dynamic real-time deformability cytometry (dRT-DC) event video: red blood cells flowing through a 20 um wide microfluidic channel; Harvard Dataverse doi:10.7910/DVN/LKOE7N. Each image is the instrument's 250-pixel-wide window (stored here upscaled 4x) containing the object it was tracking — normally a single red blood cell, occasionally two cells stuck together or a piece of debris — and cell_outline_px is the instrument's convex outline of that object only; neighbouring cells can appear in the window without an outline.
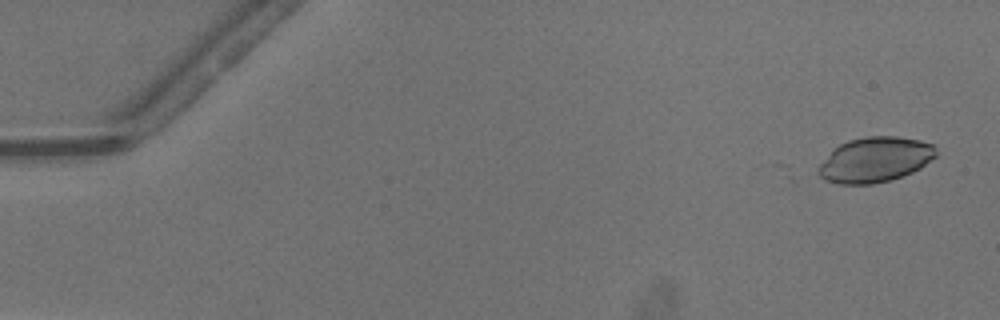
{"species": "common noctule bat (a hibernating species)", "species_latin": "Nyctalus noctula", "temperature_condition": "warm", "stored_images_in_passage": 3, "camera_frame_rate_fps": 3000, "um_per_image_px": 0.085, "animal": {"sex": "male", "body_mass_g": 13.3}, "frame": {"image": 1, "passage_image": 3, "time_ms": 0.667, "image_size_px": [1000, 320], "cell_outline_px": [[936, 156], [920, 168], [912, 172], [892, 180], [872, 184], [840, 184], [824, 180], [816, 172], [816, 168], [840, 144], [848, 140], [864, 136], [896, 136], [920, 140], [936, 144]], "centroid_in_image_um": [74.4, 13.57], "position_along_channel_um": 10.6, "area_um2": 31.04}}